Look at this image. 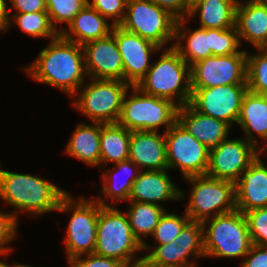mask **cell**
Here are the masks:
<instances>
[{
  "label": "cell",
  "mask_w": 267,
  "mask_h": 267,
  "mask_svg": "<svg viewBox=\"0 0 267 267\" xmlns=\"http://www.w3.org/2000/svg\"><path fill=\"white\" fill-rule=\"evenodd\" d=\"M81 49L82 45L59 35L47 48L40 51L35 63L26 70L36 81L58 87L70 95L75 94L79 85L84 83V75H87Z\"/></svg>",
  "instance_id": "1"
},
{
  "label": "cell",
  "mask_w": 267,
  "mask_h": 267,
  "mask_svg": "<svg viewBox=\"0 0 267 267\" xmlns=\"http://www.w3.org/2000/svg\"><path fill=\"white\" fill-rule=\"evenodd\" d=\"M66 194L42 178L0 169V197L16 209L33 214L57 211Z\"/></svg>",
  "instance_id": "2"
},
{
  "label": "cell",
  "mask_w": 267,
  "mask_h": 267,
  "mask_svg": "<svg viewBox=\"0 0 267 267\" xmlns=\"http://www.w3.org/2000/svg\"><path fill=\"white\" fill-rule=\"evenodd\" d=\"M126 9L128 12L119 26L159 47L171 39H183L187 35L182 28L185 18L177 19L150 0H128Z\"/></svg>",
  "instance_id": "3"
},
{
  "label": "cell",
  "mask_w": 267,
  "mask_h": 267,
  "mask_svg": "<svg viewBox=\"0 0 267 267\" xmlns=\"http://www.w3.org/2000/svg\"><path fill=\"white\" fill-rule=\"evenodd\" d=\"M188 69V70H187ZM186 84L182 88L185 78ZM136 87L147 95L172 101L178 95V107L189 104L191 98L190 66L172 46L165 51L160 60L151 65L146 75Z\"/></svg>",
  "instance_id": "4"
},
{
  "label": "cell",
  "mask_w": 267,
  "mask_h": 267,
  "mask_svg": "<svg viewBox=\"0 0 267 267\" xmlns=\"http://www.w3.org/2000/svg\"><path fill=\"white\" fill-rule=\"evenodd\" d=\"M203 233L205 256L243 257L253 246L245 214L239 210L209 220ZM206 232V233H205Z\"/></svg>",
  "instance_id": "5"
},
{
  "label": "cell",
  "mask_w": 267,
  "mask_h": 267,
  "mask_svg": "<svg viewBox=\"0 0 267 267\" xmlns=\"http://www.w3.org/2000/svg\"><path fill=\"white\" fill-rule=\"evenodd\" d=\"M185 179L194 185L186 207V214L191 221L205 226L206 220L211 219L212 215L215 217L237 210L234 182L207 175L191 176ZM214 210H217V213L212 212Z\"/></svg>",
  "instance_id": "6"
},
{
  "label": "cell",
  "mask_w": 267,
  "mask_h": 267,
  "mask_svg": "<svg viewBox=\"0 0 267 267\" xmlns=\"http://www.w3.org/2000/svg\"><path fill=\"white\" fill-rule=\"evenodd\" d=\"M142 249L143 244L133 235L127 215L110 206H102L94 253L126 264Z\"/></svg>",
  "instance_id": "7"
},
{
  "label": "cell",
  "mask_w": 267,
  "mask_h": 267,
  "mask_svg": "<svg viewBox=\"0 0 267 267\" xmlns=\"http://www.w3.org/2000/svg\"><path fill=\"white\" fill-rule=\"evenodd\" d=\"M136 95L123 99L118 124L129 131H157L156 127L166 125L168 130L177 121L178 106L170 100L147 95L132 86ZM141 95H137V93ZM141 92V93H140Z\"/></svg>",
  "instance_id": "8"
},
{
  "label": "cell",
  "mask_w": 267,
  "mask_h": 267,
  "mask_svg": "<svg viewBox=\"0 0 267 267\" xmlns=\"http://www.w3.org/2000/svg\"><path fill=\"white\" fill-rule=\"evenodd\" d=\"M75 207H73V206ZM102 206H109L101 198L97 201H88L81 198L79 202L72 201L66 194L60 201L57 211H70L74 208L69 221L66 237L68 258L72 259L82 254H91L95 251L97 237V222Z\"/></svg>",
  "instance_id": "9"
},
{
  "label": "cell",
  "mask_w": 267,
  "mask_h": 267,
  "mask_svg": "<svg viewBox=\"0 0 267 267\" xmlns=\"http://www.w3.org/2000/svg\"><path fill=\"white\" fill-rule=\"evenodd\" d=\"M129 86L125 81L93 78L74 105L94 123H117Z\"/></svg>",
  "instance_id": "10"
},
{
  "label": "cell",
  "mask_w": 267,
  "mask_h": 267,
  "mask_svg": "<svg viewBox=\"0 0 267 267\" xmlns=\"http://www.w3.org/2000/svg\"><path fill=\"white\" fill-rule=\"evenodd\" d=\"M168 169L179 167L184 178L206 175L210 150L178 121L165 132Z\"/></svg>",
  "instance_id": "11"
},
{
  "label": "cell",
  "mask_w": 267,
  "mask_h": 267,
  "mask_svg": "<svg viewBox=\"0 0 267 267\" xmlns=\"http://www.w3.org/2000/svg\"><path fill=\"white\" fill-rule=\"evenodd\" d=\"M247 53L210 56L190 66L191 88L247 84Z\"/></svg>",
  "instance_id": "12"
},
{
  "label": "cell",
  "mask_w": 267,
  "mask_h": 267,
  "mask_svg": "<svg viewBox=\"0 0 267 267\" xmlns=\"http://www.w3.org/2000/svg\"><path fill=\"white\" fill-rule=\"evenodd\" d=\"M189 105L199 113L226 122L238 121L247 84H229L210 88H191Z\"/></svg>",
  "instance_id": "13"
},
{
  "label": "cell",
  "mask_w": 267,
  "mask_h": 267,
  "mask_svg": "<svg viewBox=\"0 0 267 267\" xmlns=\"http://www.w3.org/2000/svg\"><path fill=\"white\" fill-rule=\"evenodd\" d=\"M247 140H224L210 150L206 175L236 183L242 172L247 169L262 151Z\"/></svg>",
  "instance_id": "14"
},
{
  "label": "cell",
  "mask_w": 267,
  "mask_h": 267,
  "mask_svg": "<svg viewBox=\"0 0 267 267\" xmlns=\"http://www.w3.org/2000/svg\"><path fill=\"white\" fill-rule=\"evenodd\" d=\"M203 224L190 221L172 242L159 245L145 257L156 267H195L190 254L205 256Z\"/></svg>",
  "instance_id": "15"
},
{
  "label": "cell",
  "mask_w": 267,
  "mask_h": 267,
  "mask_svg": "<svg viewBox=\"0 0 267 267\" xmlns=\"http://www.w3.org/2000/svg\"><path fill=\"white\" fill-rule=\"evenodd\" d=\"M116 40L119 52L122 56L124 68V81L131 86L146 75L151 65L149 55L160 49L157 44L129 32L119 25H115L111 33Z\"/></svg>",
  "instance_id": "16"
},
{
  "label": "cell",
  "mask_w": 267,
  "mask_h": 267,
  "mask_svg": "<svg viewBox=\"0 0 267 267\" xmlns=\"http://www.w3.org/2000/svg\"><path fill=\"white\" fill-rule=\"evenodd\" d=\"M82 48L90 78L124 81L122 56L112 34L87 42Z\"/></svg>",
  "instance_id": "17"
},
{
  "label": "cell",
  "mask_w": 267,
  "mask_h": 267,
  "mask_svg": "<svg viewBox=\"0 0 267 267\" xmlns=\"http://www.w3.org/2000/svg\"><path fill=\"white\" fill-rule=\"evenodd\" d=\"M242 174L235 183L237 210L245 213L267 207V167L259 155Z\"/></svg>",
  "instance_id": "18"
},
{
  "label": "cell",
  "mask_w": 267,
  "mask_h": 267,
  "mask_svg": "<svg viewBox=\"0 0 267 267\" xmlns=\"http://www.w3.org/2000/svg\"><path fill=\"white\" fill-rule=\"evenodd\" d=\"M129 160L137 167L148 170L168 169L165 132L132 131L129 145Z\"/></svg>",
  "instance_id": "19"
},
{
  "label": "cell",
  "mask_w": 267,
  "mask_h": 267,
  "mask_svg": "<svg viewBox=\"0 0 267 267\" xmlns=\"http://www.w3.org/2000/svg\"><path fill=\"white\" fill-rule=\"evenodd\" d=\"M177 121L209 150L226 140L230 125L194 110L189 104L178 108Z\"/></svg>",
  "instance_id": "20"
},
{
  "label": "cell",
  "mask_w": 267,
  "mask_h": 267,
  "mask_svg": "<svg viewBox=\"0 0 267 267\" xmlns=\"http://www.w3.org/2000/svg\"><path fill=\"white\" fill-rule=\"evenodd\" d=\"M165 170H146L139 173L132 184L128 200L131 202L159 205L158 202L180 199L183 196Z\"/></svg>",
  "instance_id": "21"
},
{
  "label": "cell",
  "mask_w": 267,
  "mask_h": 267,
  "mask_svg": "<svg viewBox=\"0 0 267 267\" xmlns=\"http://www.w3.org/2000/svg\"><path fill=\"white\" fill-rule=\"evenodd\" d=\"M235 26L239 38L251 42L256 48H267V1L250 0L237 3Z\"/></svg>",
  "instance_id": "22"
},
{
  "label": "cell",
  "mask_w": 267,
  "mask_h": 267,
  "mask_svg": "<svg viewBox=\"0 0 267 267\" xmlns=\"http://www.w3.org/2000/svg\"><path fill=\"white\" fill-rule=\"evenodd\" d=\"M105 19L88 4L70 22L69 31L64 29V31H60V35L79 45L105 38L112 33L111 29L114 27L113 24L109 26ZM71 34H75L76 39Z\"/></svg>",
  "instance_id": "23"
},
{
  "label": "cell",
  "mask_w": 267,
  "mask_h": 267,
  "mask_svg": "<svg viewBox=\"0 0 267 267\" xmlns=\"http://www.w3.org/2000/svg\"><path fill=\"white\" fill-rule=\"evenodd\" d=\"M237 0H198L188 17L200 11V28L230 29L235 26Z\"/></svg>",
  "instance_id": "24"
},
{
  "label": "cell",
  "mask_w": 267,
  "mask_h": 267,
  "mask_svg": "<svg viewBox=\"0 0 267 267\" xmlns=\"http://www.w3.org/2000/svg\"><path fill=\"white\" fill-rule=\"evenodd\" d=\"M237 123L247 135V141L255 145L252 131L267 140V96L248 90L245 94Z\"/></svg>",
  "instance_id": "25"
},
{
  "label": "cell",
  "mask_w": 267,
  "mask_h": 267,
  "mask_svg": "<svg viewBox=\"0 0 267 267\" xmlns=\"http://www.w3.org/2000/svg\"><path fill=\"white\" fill-rule=\"evenodd\" d=\"M102 124H79L67 144L66 152L89 165L99 166Z\"/></svg>",
  "instance_id": "26"
},
{
  "label": "cell",
  "mask_w": 267,
  "mask_h": 267,
  "mask_svg": "<svg viewBox=\"0 0 267 267\" xmlns=\"http://www.w3.org/2000/svg\"><path fill=\"white\" fill-rule=\"evenodd\" d=\"M131 131L118 123L102 124L100 134V163H119L129 159Z\"/></svg>",
  "instance_id": "27"
},
{
  "label": "cell",
  "mask_w": 267,
  "mask_h": 267,
  "mask_svg": "<svg viewBox=\"0 0 267 267\" xmlns=\"http://www.w3.org/2000/svg\"><path fill=\"white\" fill-rule=\"evenodd\" d=\"M165 211L166 210L162 209L161 205L131 202V207L126 215L133 235L143 244V249H148V247L143 242L141 235L145 237L149 234H153L154 229Z\"/></svg>",
  "instance_id": "28"
},
{
  "label": "cell",
  "mask_w": 267,
  "mask_h": 267,
  "mask_svg": "<svg viewBox=\"0 0 267 267\" xmlns=\"http://www.w3.org/2000/svg\"><path fill=\"white\" fill-rule=\"evenodd\" d=\"M190 33L185 49H183L180 41L173 45L189 66L211 56L210 29L199 28Z\"/></svg>",
  "instance_id": "29"
},
{
  "label": "cell",
  "mask_w": 267,
  "mask_h": 267,
  "mask_svg": "<svg viewBox=\"0 0 267 267\" xmlns=\"http://www.w3.org/2000/svg\"><path fill=\"white\" fill-rule=\"evenodd\" d=\"M12 18H14L20 29L33 37L55 39L60 35V30H56L57 28L52 25L47 11L17 13Z\"/></svg>",
  "instance_id": "30"
},
{
  "label": "cell",
  "mask_w": 267,
  "mask_h": 267,
  "mask_svg": "<svg viewBox=\"0 0 267 267\" xmlns=\"http://www.w3.org/2000/svg\"><path fill=\"white\" fill-rule=\"evenodd\" d=\"M259 51L261 55L247 54V85L249 91L267 96V48Z\"/></svg>",
  "instance_id": "31"
},
{
  "label": "cell",
  "mask_w": 267,
  "mask_h": 267,
  "mask_svg": "<svg viewBox=\"0 0 267 267\" xmlns=\"http://www.w3.org/2000/svg\"><path fill=\"white\" fill-rule=\"evenodd\" d=\"M210 42L211 56H228L240 52L237 49L241 44L236 26L230 29H210Z\"/></svg>",
  "instance_id": "32"
},
{
  "label": "cell",
  "mask_w": 267,
  "mask_h": 267,
  "mask_svg": "<svg viewBox=\"0 0 267 267\" xmlns=\"http://www.w3.org/2000/svg\"><path fill=\"white\" fill-rule=\"evenodd\" d=\"M190 221L191 219L187 214L179 217L175 214H168L165 211L152 235L159 245L170 243L180 235L181 231Z\"/></svg>",
  "instance_id": "33"
},
{
  "label": "cell",
  "mask_w": 267,
  "mask_h": 267,
  "mask_svg": "<svg viewBox=\"0 0 267 267\" xmlns=\"http://www.w3.org/2000/svg\"><path fill=\"white\" fill-rule=\"evenodd\" d=\"M89 0H45L47 12L49 14L52 25L55 22H64L68 24L74 17L88 5Z\"/></svg>",
  "instance_id": "34"
},
{
  "label": "cell",
  "mask_w": 267,
  "mask_h": 267,
  "mask_svg": "<svg viewBox=\"0 0 267 267\" xmlns=\"http://www.w3.org/2000/svg\"><path fill=\"white\" fill-rule=\"evenodd\" d=\"M131 164H134L131 160H126V161H122V162H119V163H116V165L119 167V170L120 172L121 171H124L127 173L130 174V171H131V175H130V178L128 180H126L125 182H121L118 186L113 184V180H110L112 179L110 176H108L107 172L106 174L103 173V193H105L107 195V197H111L113 200L117 199V201H123V200H127L129 198V195H130V192H131V189H132V184L133 182L135 181V179L137 178L138 175H133L132 174V171L131 170V167L130 165ZM110 177V178H109ZM105 179H108V180H105ZM107 181V182H106Z\"/></svg>",
  "instance_id": "35"
},
{
  "label": "cell",
  "mask_w": 267,
  "mask_h": 267,
  "mask_svg": "<svg viewBox=\"0 0 267 267\" xmlns=\"http://www.w3.org/2000/svg\"><path fill=\"white\" fill-rule=\"evenodd\" d=\"M244 214L252 243L267 247V207L252 209Z\"/></svg>",
  "instance_id": "36"
},
{
  "label": "cell",
  "mask_w": 267,
  "mask_h": 267,
  "mask_svg": "<svg viewBox=\"0 0 267 267\" xmlns=\"http://www.w3.org/2000/svg\"><path fill=\"white\" fill-rule=\"evenodd\" d=\"M128 0H93L92 3L88 2V4L98 11L105 18H114L113 25H119L123 19L125 14L123 10L127 8Z\"/></svg>",
  "instance_id": "37"
},
{
  "label": "cell",
  "mask_w": 267,
  "mask_h": 267,
  "mask_svg": "<svg viewBox=\"0 0 267 267\" xmlns=\"http://www.w3.org/2000/svg\"><path fill=\"white\" fill-rule=\"evenodd\" d=\"M15 214L14 212L12 214L0 212V254L9 252L10 249L4 246L13 240L16 235L17 221Z\"/></svg>",
  "instance_id": "38"
},
{
  "label": "cell",
  "mask_w": 267,
  "mask_h": 267,
  "mask_svg": "<svg viewBox=\"0 0 267 267\" xmlns=\"http://www.w3.org/2000/svg\"><path fill=\"white\" fill-rule=\"evenodd\" d=\"M86 259L80 256L69 259L71 267H122L123 263L118 260L107 258L96 253L86 255Z\"/></svg>",
  "instance_id": "39"
},
{
  "label": "cell",
  "mask_w": 267,
  "mask_h": 267,
  "mask_svg": "<svg viewBox=\"0 0 267 267\" xmlns=\"http://www.w3.org/2000/svg\"><path fill=\"white\" fill-rule=\"evenodd\" d=\"M150 1L155 3L157 6L166 9L177 19L186 18L183 13L186 12L185 14H187L188 16L190 11V6L188 5L186 0H150Z\"/></svg>",
  "instance_id": "40"
},
{
  "label": "cell",
  "mask_w": 267,
  "mask_h": 267,
  "mask_svg": "<svg viewBox=\"0 0 267 267\" xmlns=\"http://www.w3.org/2000/svg\"><path fill=\"white\" fill-rule=\"evenodd\" d=\"M245 258L241 267H267V247L253 244Z\"/></svg>",
  "instance_id": "41"
},
{
  "label": "cell",
  "mask_w": 267,
  "mask_h": 267,
  "mask_svg": "<svg viewBox=\"0 0 267 267\" xmlns=\"http://www.w3.org/2000/svg\"><path fill=\"white\" fill-rule=\"evenodd\" d=\"M18 13L47 11L45 0H10Z\"/></svg>",
  "instance_id": "42"
},
{
  "label": "cell",
  "mask_w": 267,
  "mask_h": 267,
  "mask_svg": "<svg viewBox=\"0 0 267 267\" xmlns=\"http://www.w3.org/2000/svg\"><path fill=\"white\" fill-rule=\"evenodd\" d=\"M7 3L5 0H0V29L6 30L10 24L9 10H7Z\"/></svg>",
  "instance_id": "43"
},
{
  "label": "cell",
  "mask_w": 267,
  "mask_h": 267,
  "mask_svg": "<svg viewBox=\"0 0 267 267\" xmlns=\"http://www.w3.org/2000/svg\"><path fill=\"white\" fill-rule=\"evenodd\" d=\"M132 261L123 264L122 267H156L153 265L145 256L143 258H140L138 260H135L133 264H131Z\"/></svg>",
  "instance_id": "44"
},
{
  "label": "cell",
  "mask_w": 267,
  "mask_h": 267,
  "mask_svg": "<svg viewBox=\"0 0 267 267\" xmlns=\"http://www.w3.org/2000/svg\"><path fill=\"white\" fill-rule=\"evenodd\" d=\"M189 6H192L194 3H196L198 0H186Z\"/></svg>",
  "instance_id": "45"
},
{
  "label": "cell",
  "mask_w": 267,
  "mask_h": 267,
  "mask_svg": "<svg viewBox=\"0 0 267 267\" xmlns=\"http://www.w3.org/2000/svg\"><path fill=\"white\" fill-rule=\"evenodd\" d=\"M0 267H11V266H9L8 264L0 261Z\"/></svg>",
  "instance_id": "46"
},
{
  "label": "cell",
  "mask_w": 267,
  "mask_h": 267,
  "mask_svg": "<svg viewBox=\"0 0 267 267\" xmlns=\"http://www.w3.org/2000/svg\"><path fill=\"white\" fill-rule=\"evenodd\" d=\"M13 267H30V266H25V265H21V264H14Z\"/></svg>",
  "instance_id": "47"
}]
</instances>
